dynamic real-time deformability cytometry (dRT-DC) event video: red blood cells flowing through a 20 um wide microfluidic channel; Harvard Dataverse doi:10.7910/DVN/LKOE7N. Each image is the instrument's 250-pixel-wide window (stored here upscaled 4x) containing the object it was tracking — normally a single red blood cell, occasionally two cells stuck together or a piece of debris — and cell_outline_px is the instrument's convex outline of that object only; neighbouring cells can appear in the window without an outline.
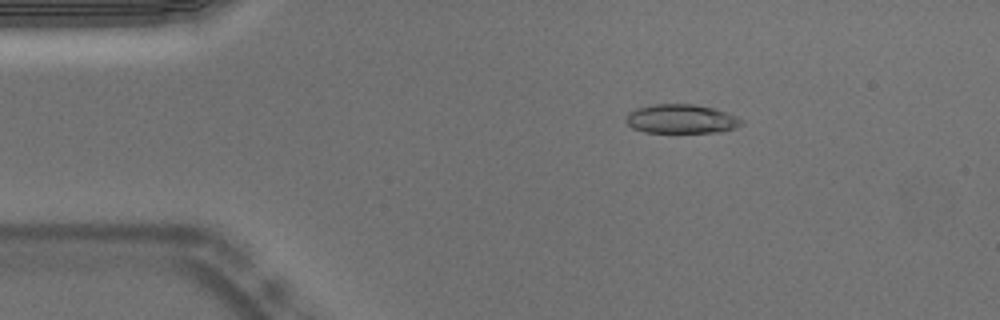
{"species": "Egyptian fruit bat (a non-hibernating species)", "species_latin": "Rousettus aegyptiacus", "temperature_condition": "warm", "stored_images_in_passage": 46, "camera_frame_rate_fps": 3000, "um_per_image_px": 0.085, "animal": {"sex": "male"}, "frame": {"image": 1, "passage_image": 2, "time_ms": 0.333, "image_size_px": [1000, 320], "cell_outline_px": [[744, 124], [736, 128], [720, 132], [644, 132], [632, 128], [624, 120], [628, 112], [636, 108], [652, 104], [692, 104], [716, 108], [736, 116], [744, 120]], "centroid_in_image_um": [57.92, 10.1], "position_along_channel_um": 27.1, "area_um2": 19.83}}
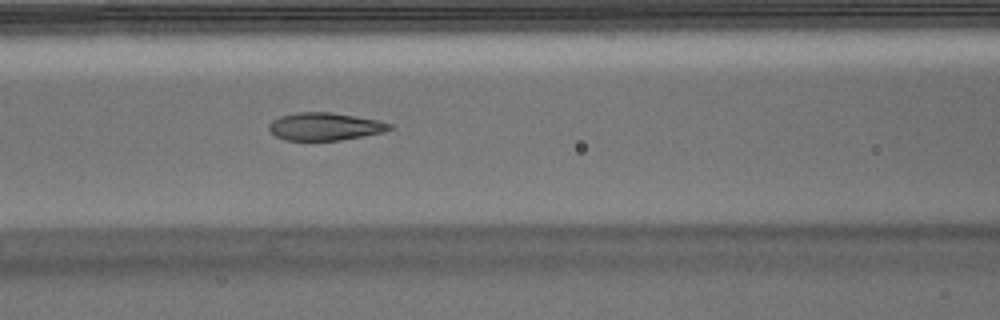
{"frame": {"image": 2, "passage_image": 15, "time_ms": 4.667, "image_size_px": [1000, 320], "cell_outline_px": [[392, 128], [384, 132], [340, 140], [284, 140], [276, 136], [268, 128], [268, 124], [272, 120], [280, 116], [296, 112], [332, 112], [380, 120], [392, 124]], "centroid_in_image_um": [27.61, 10.74], "position_along_channel_um": 139.0, "area_um2": 19.54}}
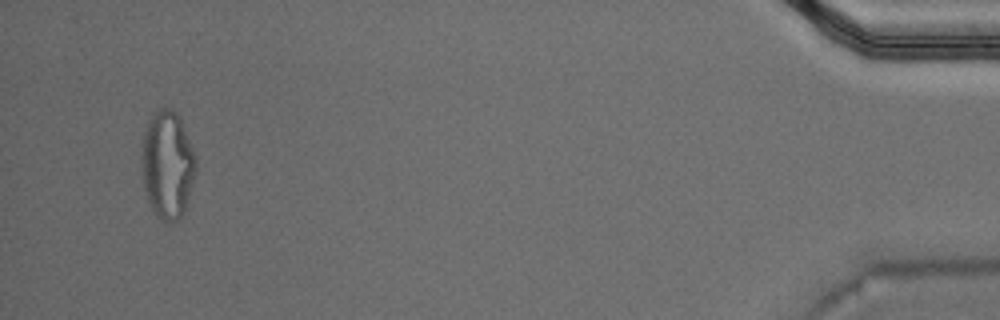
{"frame": {"image": 3, "passage_image": 44, "time_ms": 14.333, "image_size_px": [1000, 320], "cell_outline_px": [[196, 172], [188, 200], [184, 212], [180, 220], [172, 224], [164, 224], [152, 208], [148, 200], [144, 188], [140, 164], [140, 152], [144, 132], [148, 120], [152, 112], [156, 108], [172, 108], [180, 116], [196, 156]], "centroid_in_image_um": [14.22, 13.99], "position_along_channel_um": 421.0, "area_um2": 35.08}, "authors_computed_cell_mechanics": {"area_um2": 20.2878, "velocity_mm_per_s": 3.765, "shape_relaxation_time_tau1_ms": 10.5178, "shape_relaxation_time_tau2_ms": 1.3788, "deformation_change_tau1": 0.3246, "deformation_change_tau2": 0.0877}}